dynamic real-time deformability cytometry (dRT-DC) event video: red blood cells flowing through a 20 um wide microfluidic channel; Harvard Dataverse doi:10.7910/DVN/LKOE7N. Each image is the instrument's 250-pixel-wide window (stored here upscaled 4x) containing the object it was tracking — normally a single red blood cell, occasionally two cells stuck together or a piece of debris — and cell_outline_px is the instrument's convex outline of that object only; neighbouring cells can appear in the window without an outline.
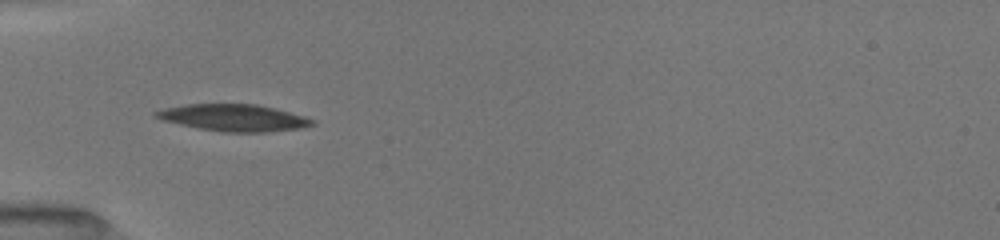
{"species": "common noctule bat (a hibernating species)", "species_latin": "Nyctalus noctula", "temperature_condition": "room temperature", "stored_images_in_passage": 25, "camera_frame_rate_fps": 3000, "um_per_image_px": 0.085, "animal": {"sex": "female", "body_mass_g": 19.5, "forearm_length_mm": 54.1}, "frame": {"image": 1, "passage_image": 1, "time_ms": 0.0, "image_size_px": [1000, 240], "cell_outline_px": [[316, 124], [300, 128], [264, 132], [224, 132], [196, 128], [164, 120], [152, 116], [152, 112], [164, 108], [184, 104], [256, 104], [276, 108], [304, 116], [316, 120]], "centroid_in_image_um": [19.86, 10.0], "position_along_channel_um": 65.1, "area_um2": 24.57}}
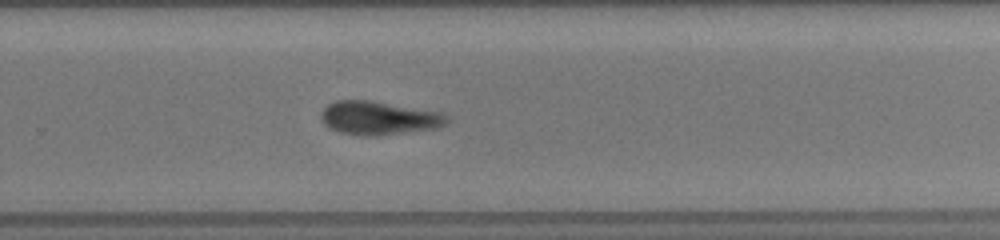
{"frame": {"image": 2, "passage_image": 16, "time_ms": 6.0, "image_size_px": [1000, 240], "cell_outline_px": [[448, 120], [444, 124], [436, 128], [376, 136], [364, 136], [340, 132], [324, 124], [320, 116], [320, 112], [328, 104], [336, 100], [372, 100], [444, 112], [448, 116]], "centroid_in_image_um": [32.21, 10.01], "position_along_channel_um": 297.6, "area_um2": 24.74}}
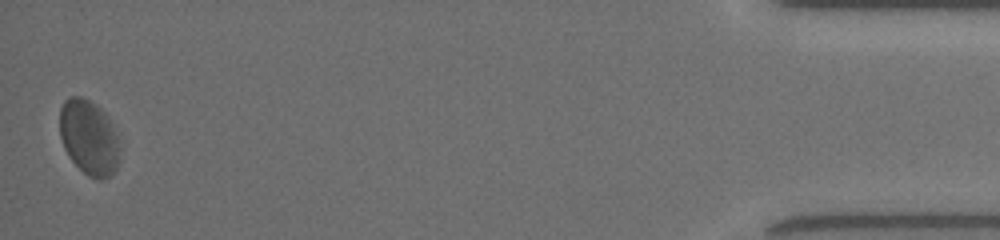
{"frame": {"image": 3, "passage_image": 25, "time_ms": 11.333, "image_size_px": [1000, 240], "cell_outline_px": [[120, 156], [116, 168], [104, 180], [96, 180], [88, 176], [68, 156], [64, 148], [60, 136], [60, 108], [64, 100], [68, 96], [80, 96], [96, 104], [108, 116], [120, 132]], "centroid_in_image_um": [7.6, 11.67], "position_along_channel_um": 427.6, "area_um2": 26.93}, "authors_computed_cell_mechanics": {"area_um2": 24.7384, "velocity_mm_per_s": 3.9308, "shape_relaxation_time_tau1_ms": 2.9856, "shape_relaxation_time_tau2_ms": 1.7714, "deformation_change_tau1": 0.0726, "deformation_change_tau2": 0.073}}